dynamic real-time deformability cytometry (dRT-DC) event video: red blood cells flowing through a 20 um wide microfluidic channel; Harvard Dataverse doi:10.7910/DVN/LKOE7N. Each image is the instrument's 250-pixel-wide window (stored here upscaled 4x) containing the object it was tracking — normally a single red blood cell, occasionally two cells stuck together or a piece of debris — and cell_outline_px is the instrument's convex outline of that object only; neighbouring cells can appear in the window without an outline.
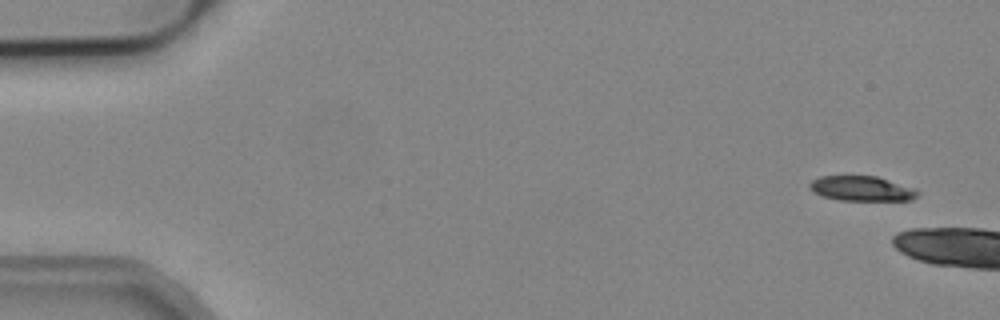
{"species": "common noctule bat (a hibernating species)", "species_latin": "Nyctalus noctula", "temperature_condition": "cold", "stored_images_in_passage": 7, "camera_frame_rate_fps": 3000, "um_per_image_px": 0.085, "animal": {"sex": "male", "body_mass_g": 19.2, "forearm_length_mm": 51.8}, "frame": {"image": 1, "passage_image": 1, "time_ms": 0.0, "image_size_px": [1000, 320], "cell_outline_px": [[920, 192], [912, 200], [840, 200], [824, 196], [812, 192], [808, 184], [812, 180], [820, 176], [876, 176], [916, 188]], "centroid_in_image_um": [73.25, 16.02], "position_along_channel_um": 11.8, "area_um2": 15.66}}